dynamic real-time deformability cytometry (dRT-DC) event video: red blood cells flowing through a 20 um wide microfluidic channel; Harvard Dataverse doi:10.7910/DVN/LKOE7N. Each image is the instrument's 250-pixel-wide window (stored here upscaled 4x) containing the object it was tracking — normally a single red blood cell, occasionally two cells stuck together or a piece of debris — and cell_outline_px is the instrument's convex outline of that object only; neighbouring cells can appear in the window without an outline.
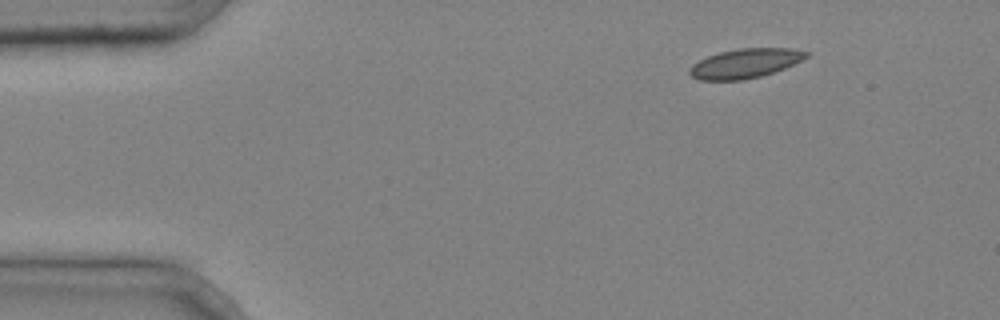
{"species": "common noctule bat (a hibernating species)", "species_latin": "Nyctalus noctula", "temperature_condition": "cold", "stored_images_in_passage": 3, "camera_frame_rate_fps": 3000, "um_per_image_px": 0.085, "animal": {"sex": "male", "body_mass_g": 20.4}, "frame": {"image": 1, "passage_image": 1, "time_ms": 0.0, "image_size_px": [1000, 320], "cell_outline_px": [[812, 52], [808, 56], [784, 68], [760, 76], [744, 80], [700, 80], [692, 76], [688, 72], [688, 68], [692, 64], [708, 56], [720, 52], [740, 48], [792, 48]], "centroid_in_image_um": [63.33, 5.38], "position_along_channel_um": 21.7, "area_um2": 19.88}}
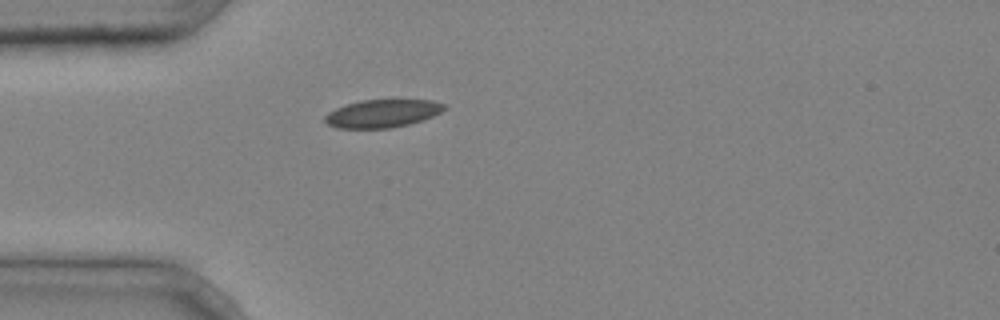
{"frame": {"image": 2, "passage_image": 3, "time_ms": 0.667, "image_size_px": [1000, 320], "cell_outline_px": [[448, 108], [432, 116], [408, 124], [392, 128], [336, 128], [328, 124], [324, 120], [324, 116], [328, 112], [336, 108], [360, 100], [432, 100], [448, 104]], "centroid_in_image_um": [32.52, 9.64], "position_along_channel_um": 52.5, "area_um2": 19.42}}